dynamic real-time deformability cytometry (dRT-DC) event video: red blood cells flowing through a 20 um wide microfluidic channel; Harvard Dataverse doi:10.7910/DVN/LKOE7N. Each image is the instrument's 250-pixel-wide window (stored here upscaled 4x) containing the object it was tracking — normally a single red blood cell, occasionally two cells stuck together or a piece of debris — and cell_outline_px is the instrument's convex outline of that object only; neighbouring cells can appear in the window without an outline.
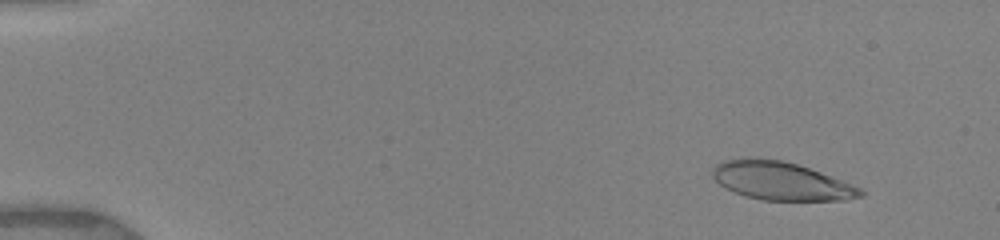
{"species": "human", "species_latin": "Homo sapiens", "temperature_condition": "warm", "stored_images_in_passage": 20, "camera_frame_rate_fps": 3000, "um_per_image_px": 0.085, "donor": {"sex": "female"}, "frame": {"image": 1, "passage_image": 5, "time_ms": 1.333, "image_size_px": [1000, 240], "cell_outline_px": [[864, 196], [848, 200], [764, 200], [748, 196], [736, 192], [720, 184], [712, 176], [712, 168], [716, 164], [724, 160], [780, 160], [796, 164], [820, 172], [852, 184], [860, 188], [864, 192]], "centroid_in_image_um": [66.45, 15.41], "position_along_channel_um": 18.6, "area_um2": 31.96}}
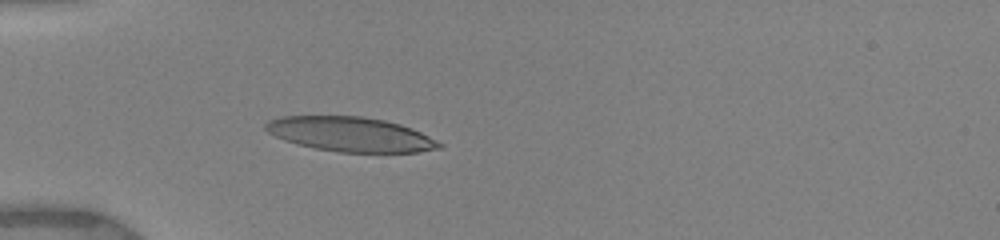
{"frame": {"image": 2, "passage_image": 15, "time_ms": 5.0, "image_size_px": [1000, 240], "cell_outline_px": [[444, 144], [440, 148], [416, 152], [340, 152], [316, 148], [296, 144], [284, 140], [268, 132], [264, 128], [264, 124], [268, 120], [280, 116], [360, 116], [384, 120], [400, 124], [412, 128]], "centroid_in_image_um": [29.76, 11.41], "position_along_channel_um": 55.2, "area_um2": 34.85}}